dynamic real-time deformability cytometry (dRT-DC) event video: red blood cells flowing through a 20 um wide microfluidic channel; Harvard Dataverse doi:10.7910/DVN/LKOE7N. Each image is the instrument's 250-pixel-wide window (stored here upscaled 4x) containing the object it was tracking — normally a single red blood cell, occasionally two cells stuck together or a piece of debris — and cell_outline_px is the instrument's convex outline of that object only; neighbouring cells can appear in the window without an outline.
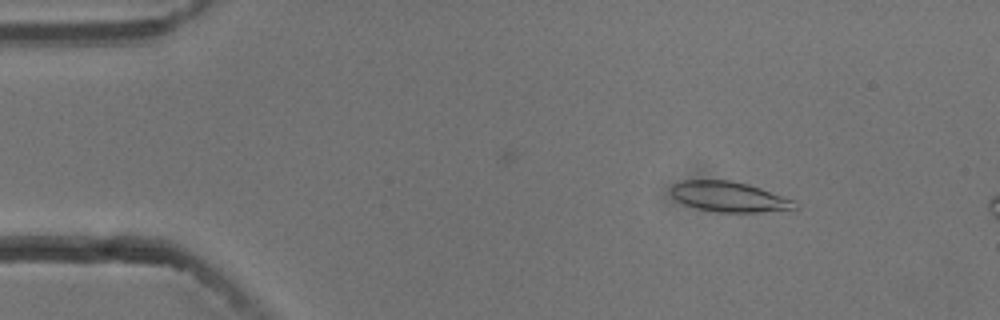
{"species": "common noctule bat (a hibernating species)", "species_latin": "Nyctalus noctula", "temperature_condition": "cold", "stored_images_in_passage": 53, "camera_frame_rate_fps": 3000, "um_per_image_px": 0.085, "animal": {"sex": "male", "body_mass_g": 13.3}, "frame": {"image": 1, "passage_image": 7, "time_ms": 2.0, "image_size_px": [1000, 320], "cell_outline_px": [[800, 208], [756, 212], [716, 212], [696, 208], [684, 204], [676, 200], [672, 196], [672, 184], [684, 180], [732, 180], [748, 184], [796, 200]], "centroid_in_image_um": [61.99, 16.72], "position_along_channel_um": 23.0, "area_um2": 21.91}}
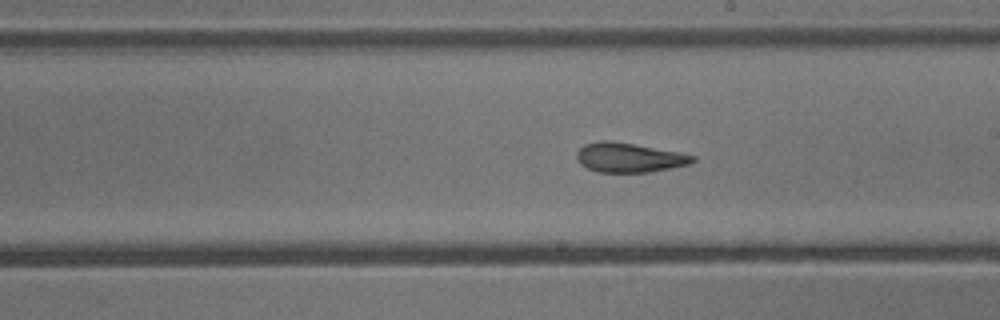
{"frame": {"image": 2, "passage_image": 30, "time_ms": 9.667, "image_size_px": [1000, 320], "cell_outline_px": [[696, 160], [688, 164], [672, 168], [648, 172], [600, 172], [588, 168], [580, 164], [576, 156], [576, 152], [584, 144], [604, 140], [608, 140], [680, 152], [696, 156]], "centroid_in_image_um": [53.48, 13.39], "position_along_channel_um": 235.5, "area_um2": 19.77}}
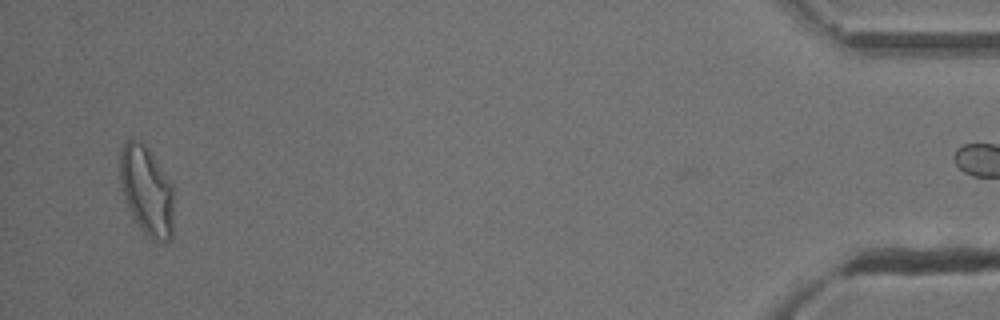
{"frame": {"image": 3, "passage_image": 52, "time_ms": 17.0, "image_size_px": [1000, 320], "cell_outline_px": [[172, 236], [164, 244], [156, 244], [140, 228], [124, 196], [120, 180], [120, 148], [132, 136], [144, 144], [148, 148], [172, 184]], "centroid_in_image_um": [12.47, 16.2], "position_along_channel_um": 422.7, "area_um2": 27.74}, "authors_computed_cell_mechanics": {"area_um2": 21.4438, "velocity_mm_per_s": 3.7465, "shape_relaxation_time_tau1_ms": 7.1333, "shape_relaxation_time_tau2_ms": 2.158, "deformation_change_tau1": 0.2064, "deformation_change_tau2": 0.1021}}